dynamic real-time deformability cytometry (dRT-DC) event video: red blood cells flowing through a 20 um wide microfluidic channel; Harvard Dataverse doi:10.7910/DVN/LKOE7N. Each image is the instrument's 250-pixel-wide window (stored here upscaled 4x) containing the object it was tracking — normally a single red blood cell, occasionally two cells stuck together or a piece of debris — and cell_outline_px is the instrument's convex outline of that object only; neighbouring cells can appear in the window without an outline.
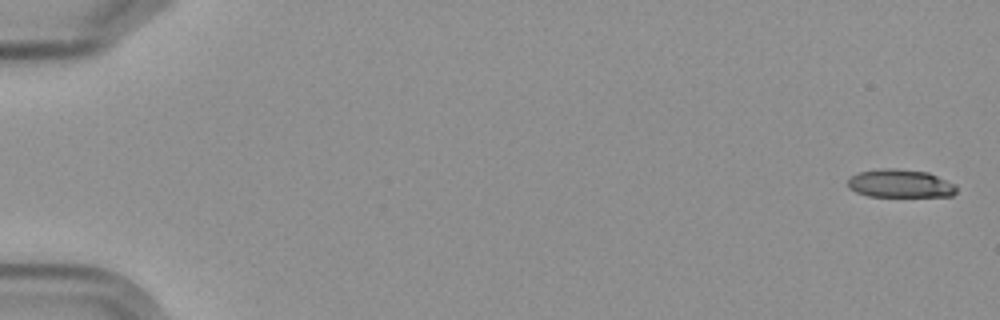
{"species": "Egyptian fruit bat (a non-hibernating species)", "species_latin": "Rousettus aegyptiacus", "temperature_condition": "cold", "stored_images_in_passage": 5, "camera_frame_rate_fps": 3000, "um_per_image_px": 0.085, "frame": {"image": 1, "passage_image": 1, "time_ms": 0.0, "image_size_px": [1000, 320], "cell_outline_px": [[956, 192], [952, 196], [868, 196], [856, 192], [848, 188], [848, 180], [852, 176], [860, 172], [888, 168], [892, 168], [928, 172], [956, 184]], "centroid_in_image_um": [76.54, 15.61], "position_along_channel_um": 8.5, "area_um2": 17.69}}
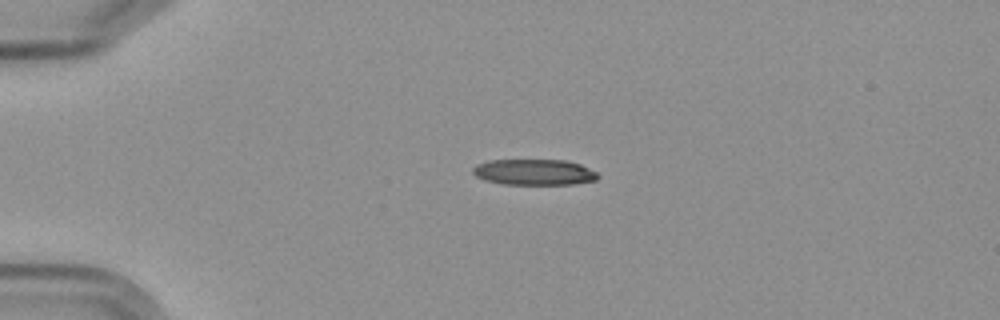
{"frame": {"image": 2, "passage_image": 4, "time_ms": 4.333, "image_size_px": [1000, 320], "cell_outline_px": [[600, 176], [596, 180], [572, 184], [504, 184], [484, 180], [476, 176], [472, 172], [472, 168], [476, 164], [488, 160], [564, 160], [580, 164], [596, 172]], "centroid_in_image_um": [45.37, 14.63], "position_along_channel_um": 39.6, "area_um2": 18.84}}